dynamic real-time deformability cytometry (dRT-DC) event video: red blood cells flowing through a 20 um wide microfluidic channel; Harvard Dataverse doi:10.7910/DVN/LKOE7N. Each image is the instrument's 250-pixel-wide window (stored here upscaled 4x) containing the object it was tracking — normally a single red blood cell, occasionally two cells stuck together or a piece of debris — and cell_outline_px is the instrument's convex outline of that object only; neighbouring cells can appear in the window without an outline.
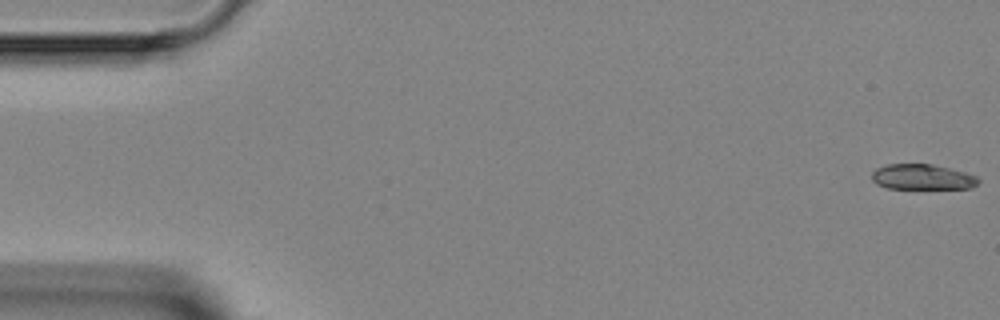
{"species": "Egyptian fruit bat (a non-hibernating species)", "species_latin": "Rousettus aegyptiacus", "temperature_condition": "room temperature", "stored_images_in_passage": 5, "camera_frame_rate_fps": 3000, "um_per_image_px": 0.085, "animal": {"sex": "female"}, "frame": {"image": 1, "passage_image": 1, "time_ms": 0.0, "image_size_px": [1000, 320], "cell_outline_px": [[980, 180], [972, 188], [888, 188], [876, 184], [872, 180], [872, 172], [876, 168], [888, 164], [932, 164], [964, 172], [976, 176]], "centroid_in_image_um": [78.37, 15.04], "position_along_channel_um": 6.6, "area_um2": 15.61}}
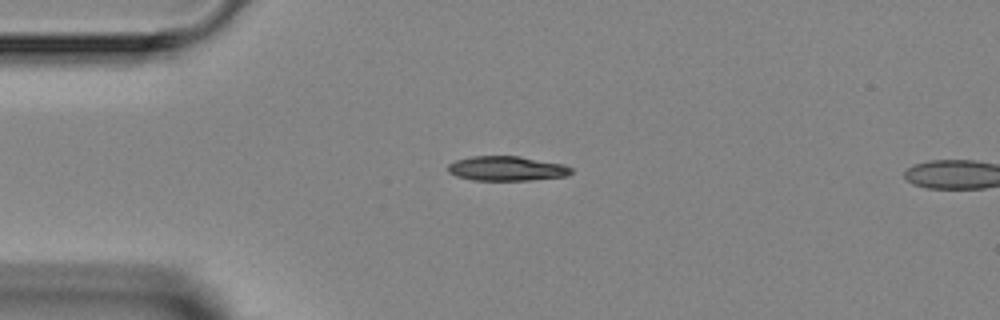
{"frame": {"image": 2, "passage_image": 4, "time_ms": 3.667, "image_size_px": [1000, 320], "cell_outline_px": [[572, 172], [568, 176], [528, 180], [472, 180], [456, 176], [448, 172], [448, 164], [456, 160], [472, 156], [520, 156], [564, 164], [572, 168]], "centroid_in_image_um": [43.08, 14.32], "position_along_channel_um": 41.9, "area_um2": 17.74}}